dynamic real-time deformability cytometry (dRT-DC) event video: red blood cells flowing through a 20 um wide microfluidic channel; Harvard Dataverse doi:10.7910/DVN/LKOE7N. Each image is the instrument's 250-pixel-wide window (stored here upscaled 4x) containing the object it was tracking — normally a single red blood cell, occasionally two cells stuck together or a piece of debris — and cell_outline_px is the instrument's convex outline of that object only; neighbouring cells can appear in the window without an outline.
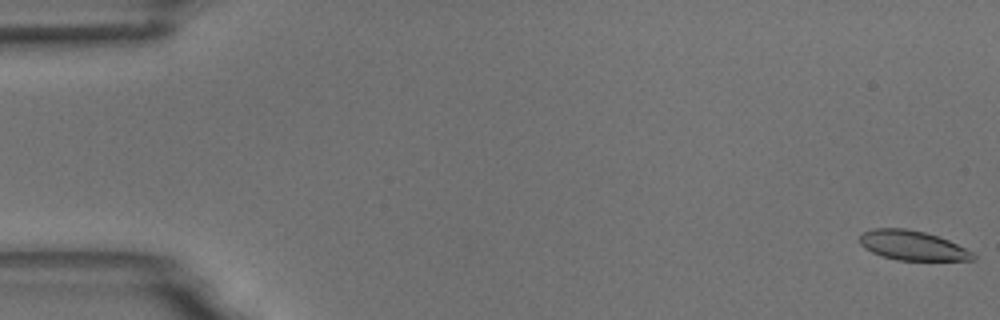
{"species": "common noctule bat (a hibernating species)", "species_latin": "Nyctalus noctula", "temperature_condition": "room temperature", "stored_images_in_passage": 55, "camera_frame_rate_fps": 3000, "um_per_image_px": 0.085, "animal": {"sex": "male", "body_mass_g": 18.8}, "frame": {"image": 1, "passage_image": 1, "time_ms": 0.0, "image_size_px": [1000, 320], "cell_outline_px": [[976, 260], [896, 260], [880, 256], [864, 248], [860, 244], [860, 236], [864, 232], [872, 228], [904, 228], [924, 232], [948, 240], [972, 252], [976, 256]], "centroid_in_image_um": [77.53, 20.87], "position_along_channel_um": 7.5, "area_um2": 19.42}}
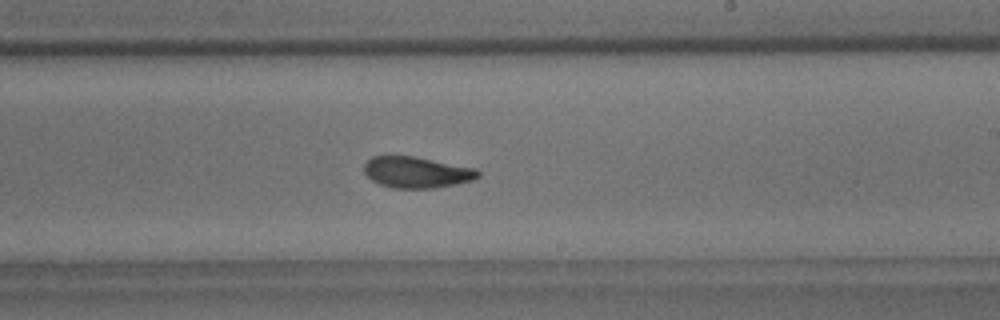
{"frame": {"image": 2, "passage_image": 33, "time_ms": 10.667, "image_size_px": [1000, 320], "cell_outline_px": [[480, 176], [472, 180], [456, 184], [432, 188], [392, 188], [380, 184], [372, 180], [364, 172], [364, 164], [372, 156], [412, 156], [476, 168], [480, 172]], "centroid_in_image_um": [35.41, 14.64], "position_along_channel_um": 253.6, "area_um2": 20.58}}
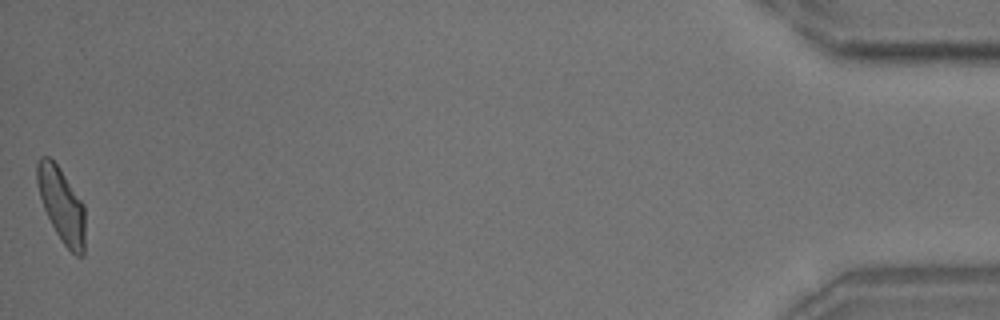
{"frame": {"image": 3, "passage_image": 55, "time_ms": 18.0, "image_size_px": [1000, 320], "cell_outline_px": [[84, 256], [76, 256], [60, 240], [44, 208], [36, 184], [36, 164], [40, 156], [48, 156], [60, 168], [84, 204]], "centroid_in_image_um": [5.22, 17.4], "position_along_channel_um": 430.0, "area_um2": 20.75}, "authors_computed_cell_mechanics": {"area_um2": 20.9236, "velocity_mm_per_s": 3.7106, "shape_relaxation_time_tau1_ms": 5.1919, "shape_relaxation_time_tau2_ms": 2.3747, "deformation_change_tau1": 0.1488, "deformation_change_tau2": 0.0849}}